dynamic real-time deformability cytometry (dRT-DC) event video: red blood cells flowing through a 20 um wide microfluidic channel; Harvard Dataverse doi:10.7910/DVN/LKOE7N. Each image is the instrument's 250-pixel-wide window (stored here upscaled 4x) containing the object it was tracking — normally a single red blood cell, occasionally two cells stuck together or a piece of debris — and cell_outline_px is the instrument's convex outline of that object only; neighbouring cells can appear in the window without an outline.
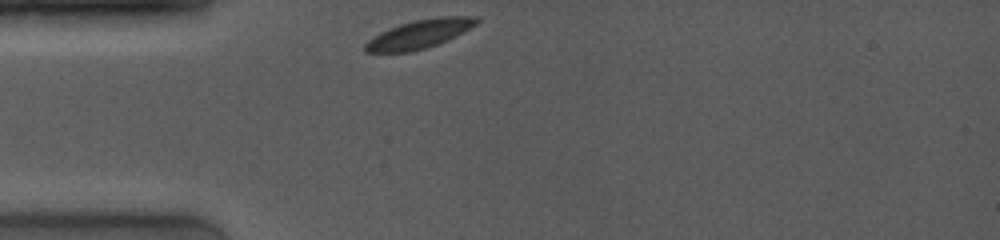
{"species": "common noctule bat (a hibernating species)", "species_latin": "Nyctalus noctula", "temperature_condition": "room temperature", "stored_images_in_passage": 8, "camera_frame_rate_fps": 4000, "um_per_image_px": 0.085, "animal": {"sex": "female", "body_mass_g": 19.0, "forearm_length_mm": 53.3}, "frame": {"image": 1, "passage_image": 1, "time_ms": 0.0, "image_size_px": [1000, 240], "cell_outline_px": [[480, 20], [476, 24], [448, 40], [424, 48], [408, 52], [364, 52], [364, 44], [372, 36], [380, 32], [400, 24], [416, 20], [440, 16], [476, 16]], "centroid_in_image_um": [35.63, 2.89], "position_along_channel_um": 49.4, "area_um2": 18.38}}
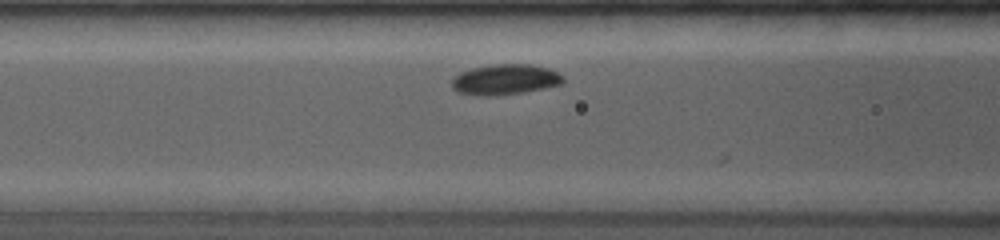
{"frame": {"image": 2, "passage_image": 7, "time_ms": 2.25, "image_size_px": [1000, 240], "cell_outline_px": [[564, 80], [560, 84], [544, 88], [524, 92], [492, 96], [480, 96], [456, 92], [452, 88], [452, 80], [460, 72], [472, 68], [496, 64], [532, 64], [548, 68], [564, 76]], "centroid_in_image_um": [42.92, 6.76], "position_along_channel_um": 123.7, "area_um2": 19.77}}